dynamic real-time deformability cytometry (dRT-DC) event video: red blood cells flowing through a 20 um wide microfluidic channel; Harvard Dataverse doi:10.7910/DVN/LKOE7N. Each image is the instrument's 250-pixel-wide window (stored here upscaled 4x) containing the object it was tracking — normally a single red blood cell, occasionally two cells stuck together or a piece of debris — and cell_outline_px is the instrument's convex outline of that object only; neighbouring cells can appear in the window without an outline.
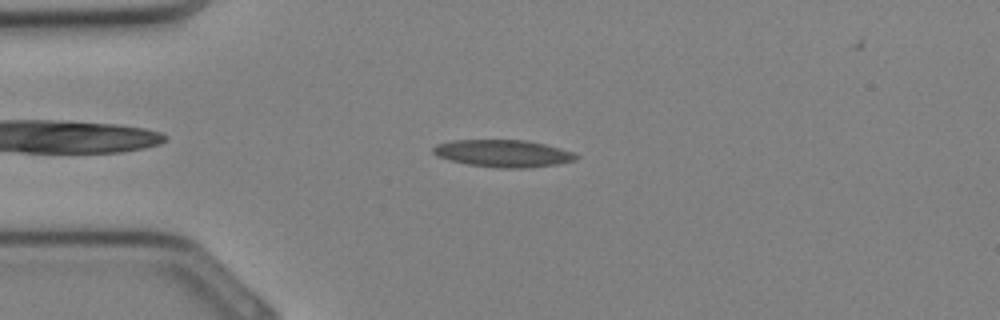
{"species": "Egyptian fruit bat (a non-hibernating species)", "species_latin": "Rousettus aegyptiacus", "temperature_condition": "cold", "stored_images_in_passage": 15, "camera_frame_rate_fps": 3000, "um_per_image_px": 0.085, "animal": {"sex": "female"}, "frame": {"image": 1, "passage_image": 5, "time_ms": 1.333, "image_size_px": [1000, 320], "cell_outline_px": [[580, 156], [576, 160], [556, 164], [528, 168], [500, 168], [468, 164], [436, 156], [432, 152], [432, 148], [436, 144], [452, 140], [528, 140], [560, 148], [572, 152]], "centroid_in_image_um": [42.76, 13.03], "position_along_channel_um": 42.2, "area_um2": 22.66}}
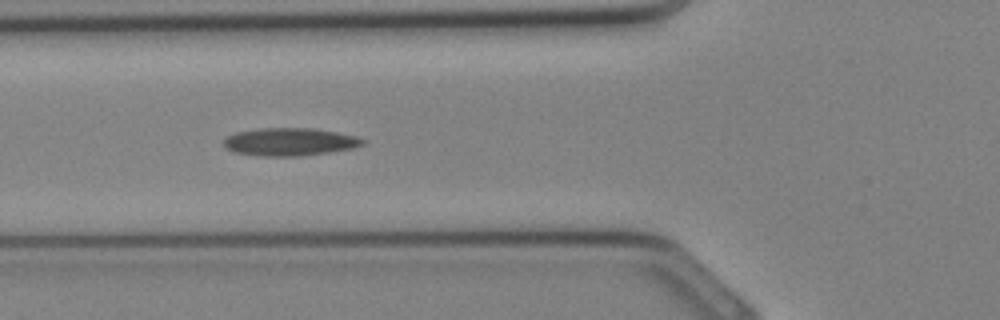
{"frame": {"image": 2, "passage_image": 9, "time_ms": 2.667, "image_size_px": [1000, 320], "cell_outline_px": [[364, 144], [356, 148], [300, 156], [260, 156], [232, 152], [224, 148], [224, 140], [228, 136], [236, 132], [260, 128], [312, 128], [336, 132], [356, 136], [364, 140]], "centroid_in_image_um": [24.61, 12.06], "position_along_channel_um": 101.2, "area_um2": 22.6}}